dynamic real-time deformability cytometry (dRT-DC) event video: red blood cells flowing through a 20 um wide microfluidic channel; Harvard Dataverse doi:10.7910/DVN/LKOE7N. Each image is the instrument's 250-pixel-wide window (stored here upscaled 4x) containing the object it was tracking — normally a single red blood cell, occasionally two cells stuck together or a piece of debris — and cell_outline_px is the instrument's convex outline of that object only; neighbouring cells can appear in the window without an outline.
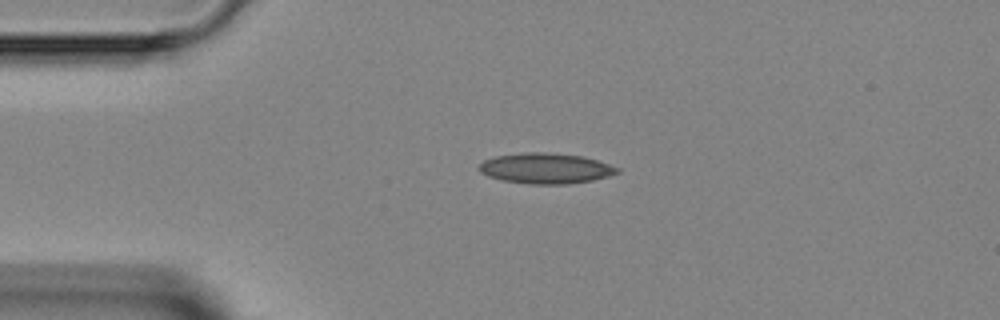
{"species": "Egyptian fruit bat (a non-hibernating species)", "species_latin": "Rousettus aegyptiacus", "temperature_condition": "room temperature", "stored_images_in_passage": 37, "camera_frame_rate_fps": 3000, "um_per_image_px": 0.085, "animal": {"sex": "female"}, "frame": {"image": 1, "passage_image": 1, "time_ms": 0.0, "image_size_px": [1000, 320], "cell_outline_px": [[620, 172], [608, 176], [592, 180], [568, 184], [532, 184], [504, 180], [488, 176], [480, 172], [476, 168], [484, 160], [496, 156], [524, 152], [544, 152], [584, 156], [620, 168]], "centroid_in_image_um": [46.38, 14.3], "position_along_channel_um": 38.6, "area_um2": 24.51}}
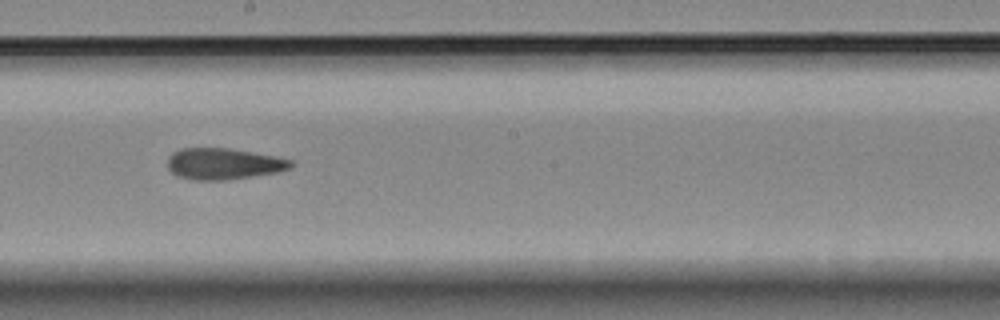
{"frame": {"image": 2, "passage_image": 16, "time_ms": 5.0, "image_size_px": [1000, 320], "cell_outline_px": [[292, 164], [288, 168], [276, 172], [252, 176], [224, 180], [192, 180], [180, 176], [172, 172], [168, 168], [168, 156], [172, 152], [180, 148], [228, 148], [276, 156], [292, 160]], "centroid_in_image_um": [18.96, 13.91], "position_along_channel_um": 229.2, "area_um2": 22.31}}
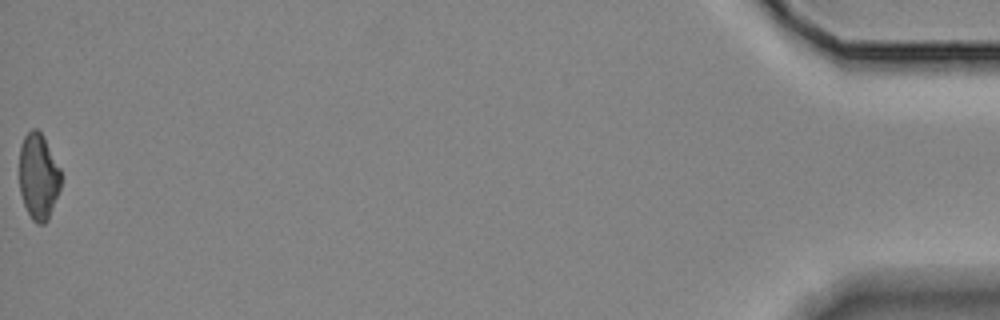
{"frame": {"image": 3, "passage_image": 37, "time_ms": 12.0, "image_size_px": [1000, 320], "cell_outline_px": [[60, 188], [48, 220], [44, 224], [36, 224], [32, 220], [24, 204], [20, 192], [20, 144], [24, 136], [32, 128], [36, 128], [44, 136], [60, 168]], "centroid_in_image_um": [3.26, 14.99], "position_along_channel_um": 431.9, "area_um2": 20.87}}